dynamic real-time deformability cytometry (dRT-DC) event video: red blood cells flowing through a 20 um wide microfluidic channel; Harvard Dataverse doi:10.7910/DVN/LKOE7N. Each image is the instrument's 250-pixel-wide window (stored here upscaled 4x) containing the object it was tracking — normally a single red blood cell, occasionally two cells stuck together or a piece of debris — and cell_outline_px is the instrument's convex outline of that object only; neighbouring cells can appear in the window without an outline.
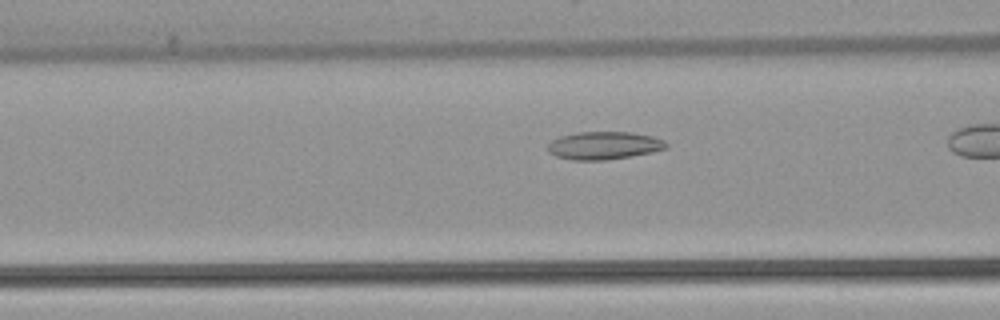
{"species": "common noctule bat (a hibernating species)", "species_latin": "Nyctalus noctula", "temperature_condition": "warm", "stored_images_in_passage": 36, "camera_frame_rate_fps": 3000, "um_per_image_px": 0.085, "animal": {"sex": "female", "body_mass_g": 22.7, "forearm_length_mm": 54.2}, "frame": {"image": 1, "passage_image": 16, "time_ms": 5.0, "image_size_px": [1000, 320], "cell_outline_px": [[668, 148], [652, 152], [632, 156], [604, 160], [572, 160], [556, 156], [548, 152], [548, 144], [552, 140], [560, 136], [576, 132], [628, 132], [652, 136], [664, 140], [668, 144]], "centroid_in_image_um": [51.34, 12.37], "position_along_channel_um": 115.3, "area_um2": 19.25}}